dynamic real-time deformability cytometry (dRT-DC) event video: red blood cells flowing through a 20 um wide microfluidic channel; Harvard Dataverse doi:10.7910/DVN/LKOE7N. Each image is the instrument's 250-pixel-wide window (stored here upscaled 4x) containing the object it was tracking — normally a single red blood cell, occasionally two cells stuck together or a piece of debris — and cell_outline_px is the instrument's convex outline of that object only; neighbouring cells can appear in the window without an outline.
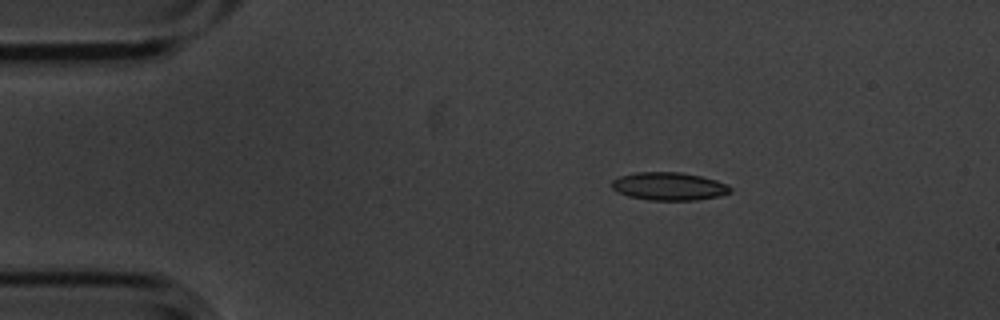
{"species": "common noctule bat (a hibernating species)", "species_latin": "Nyctalus noctula", "temperature_condition": "cold", "stored_images_in_passage": 5, "camera_frame_rate_fps": 3000, "um_per_image_px": 0.085, "animal": {"sex": "male", "body_mass_g": 20.1, "forearm_length_mm": 53.5}, "frame": {"image": 1, "passage_image": 2, "time_ms": 0.333, "image_size_px": [1000, 320], "cell_outline_px": [[732, 192], [720, 196], [696, 200], [648, 200], [628, 196], [612, 188], [612, 180], [620, 176], [636, 172], [680, 172], [700, 176], [716, 180], [732, 188]], "centroid_in_image_um": [56.87, 15.84], "position_along_channel_um": 28.1, "area_um2": 19.25}}
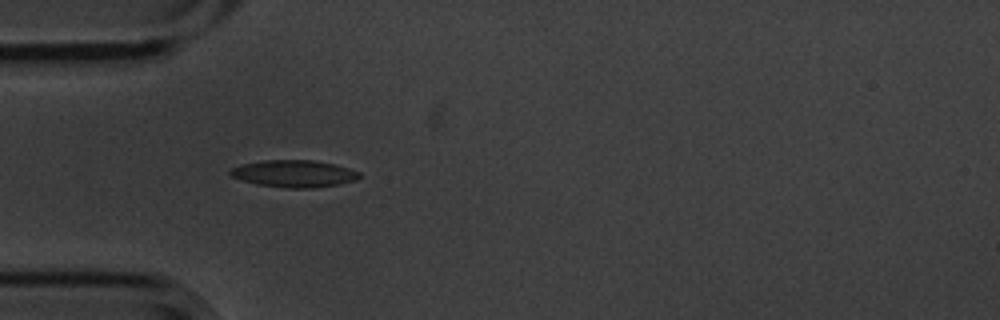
{"frame": {"image": 2, "passage_image": 4, "time_ms": 1.0, "image_size_px": [1000, 320], "cell_outline_px": [[360, 176], [356, 180], [340, 184], [312, 188], [288, 188], [256, 184], [232, 176], [228, 172], [232, 168], [240, 164], [264, 160], [312, 160], [332, 164], [348, 168], [360, 172]], "centroid_in_image_um": [24.99, 14.76], "position_along_channel_um": 60.0, "area_um2": 20.23}}
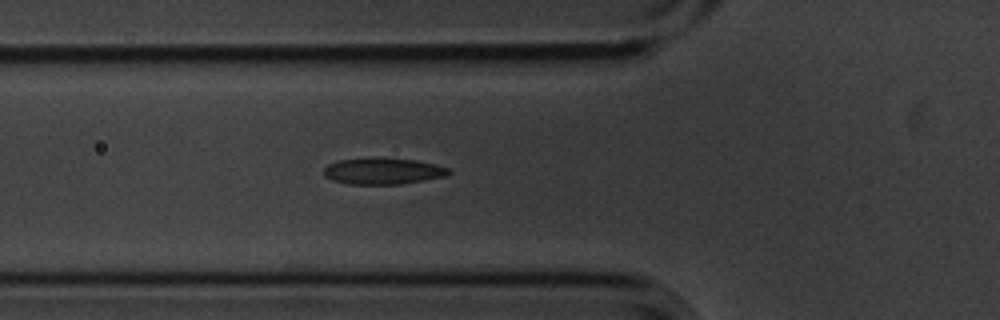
{"frame": {"image": 3, "passage_image": 5, "time_ms": 1.333, "image_size_px": [1000, 320], "cell_outline_px": [[452, 172], [448, 176], [400, 184], [348, 184], [332, 180], [324, 176], [324, 168], [328, 164], [340, 160], [416, 160], [448, 168]], "centroid_in_image_um": [32.57, 14.59], "position_along_channel_um": 93.2, "area_um2": 18.38}}